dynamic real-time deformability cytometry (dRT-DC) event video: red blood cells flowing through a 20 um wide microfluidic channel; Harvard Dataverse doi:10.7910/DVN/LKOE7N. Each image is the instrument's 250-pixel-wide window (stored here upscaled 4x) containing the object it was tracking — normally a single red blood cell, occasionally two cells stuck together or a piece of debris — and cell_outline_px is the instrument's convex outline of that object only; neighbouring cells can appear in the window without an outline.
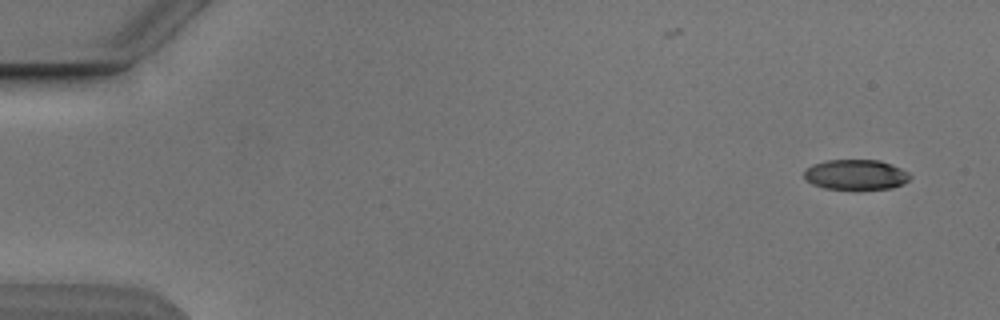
{"species": "Egyptian fruit bat (a non-hibernating species)", "species_latin": "Rousettus aegyptiacus", "temperature_condition": "cold", "stored_images_in_passage": 4, "segment_of_instrument_passage": [2, 2], "camera_frame_rate_fps": 3000, "um_per_image_px": 0.085, "animal": {"sex": "male"}, "frame": {"image": 1, "passage_image": 4, "time_ms": 3.667, "image_size_px": [1000, 320], "cell_outline_px": [[912, 176], [904, 184], [892, 188], [824, 188], [812, 184], [804, 180], [804, 172], [812, 164], [824, 160], [880, 160], [892, 164], [908, 172]], "centroid_in_image_um": [72.74, 14.83], "position_along_channel_um": 12.3, "area_um2": 18.55}}